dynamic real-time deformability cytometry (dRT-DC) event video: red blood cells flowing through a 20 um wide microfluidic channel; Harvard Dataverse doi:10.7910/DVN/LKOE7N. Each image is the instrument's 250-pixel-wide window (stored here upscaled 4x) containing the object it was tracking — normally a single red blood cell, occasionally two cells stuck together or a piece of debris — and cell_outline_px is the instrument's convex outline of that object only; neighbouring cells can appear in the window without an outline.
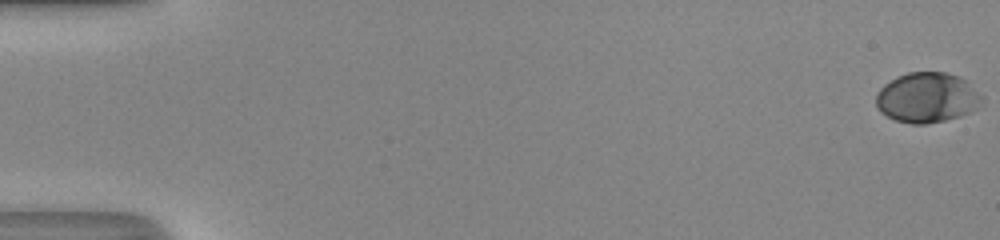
{"species": "human", "species_latin": "Homo sapiens", "temperature_condition": "room temperature", "stored_images_in_passage": 52, "camera_frame_rate_fps": 3000, "um_per_image_px": 0.085, "donor": {"sex": "male"}, "frame": {"image": 1, "passage_image": 1, "time_ms": 0.0, "image_size_px": [1000, 240], "cell_outline_px": [[984, 100], [972, 112], [960, 116], [944, 120], [924, 124], [912, 124], [896, 120], [880, 112], [876, 104], [876, 92], [884, 84], [896, 76], [908, 72], [944, 72], [960, 76], [984, 96]], "centroid_in_image_um": [78.81, 8.29], "position_along_channel_um": 6.2, "area_um2": 31.1}}
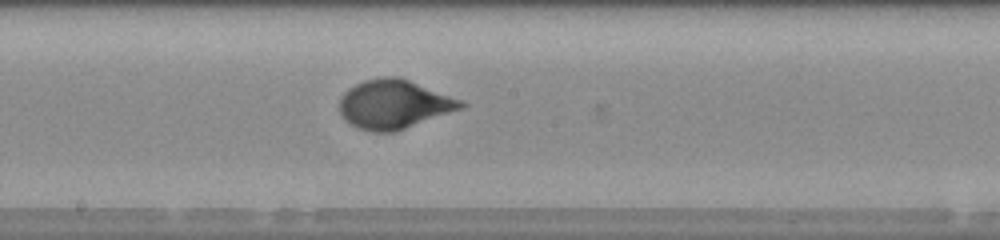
{"frame": {"image": 2, "passage_image": 30, "time_ms": 9.667, "image_size_px": [1000, 240], "cell_outline_px": [[468, 104], [464, 108], [396, 132], [372, 132], [356, 128], [344, 120], [340, 112], [340, 100], [344, 92], [348, 88], [364, 80], [380, 76], [396, 76], [408, 80], [464, 100]], "centroid_in_image_um": [33.51, 8.87], "position_along_channel_um": 214.7, "area_um2": 35.03}}
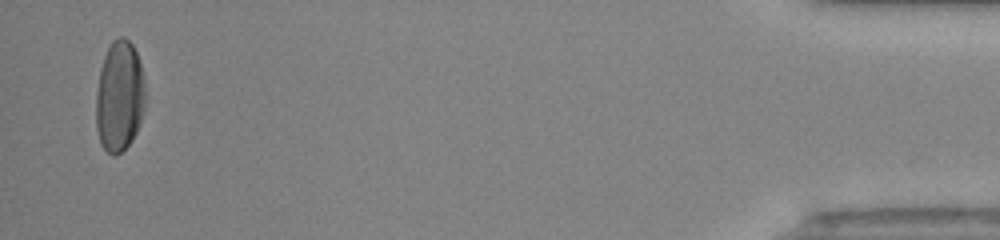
{"frame": {"image": 3, "passage_image": 51, "time_ms": 16.667, "image_size_px": [1000, 240], "cell_outline_px": [[144, 108], [140, 124], [132, 140], [116, 156], [112, 156], [100, 144], [96, 128], [96, 92], [100, 68], [104, 56], [112, 40], [120, 36], [124, 36], [132, 44], [136, 52], [144, 76]], "centroid_in_image_um": [10.14, 8.19], "position_along_channel_um": 425.1, "area_um2": 32.02}, "authors_computed_cell_mechanics": {"area_um2": 31.5877, "velocity_mm_per_s": 4.197, "shape_relaxation_time_tau1_ms": 2.9557, "shape_relaxation_time_tau2_ms": null, "deformation_change_tau1": 0.1813, "deformation_change_tau2": null}}